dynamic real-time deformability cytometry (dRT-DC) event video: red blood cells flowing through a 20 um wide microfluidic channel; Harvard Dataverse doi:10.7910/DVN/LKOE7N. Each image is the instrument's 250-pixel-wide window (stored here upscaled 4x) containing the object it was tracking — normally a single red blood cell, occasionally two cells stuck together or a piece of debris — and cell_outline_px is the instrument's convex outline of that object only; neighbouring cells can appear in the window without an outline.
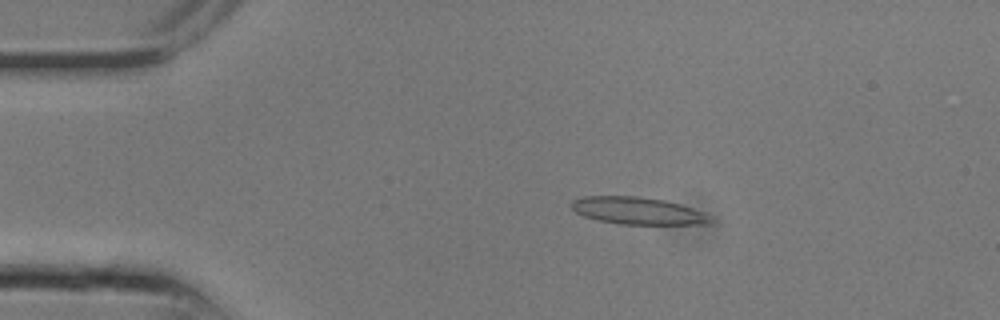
{"species": "common noctule bat (a hibernating species)", "species_latin": "Nyctalus noctula", "temperature_condition": "room temperature", "stored_images_in_passage": 25, "camera_frame_rate_fps": 3000, "um_per_image_px": 0.085, "animal": {"sex": "male", "body_mass_g": 13.3}, "frame": {"image": 1, "passage_image": 5, "time_ms": 1.333, "image_size_px": [1000, 320], "cell_outline_px": [[716, 224], [620, 224], [600, 220], [584, 216], [576, 212], [568, 204], [572, 200], [584, 196], [640, 196], [664, 200], [680, 204], [692, 208], [712, 216]], "centroid_in_image_um": [54.24, 17.91], "position_along_channel_um": 30.8, "area_um2": 22.2}}
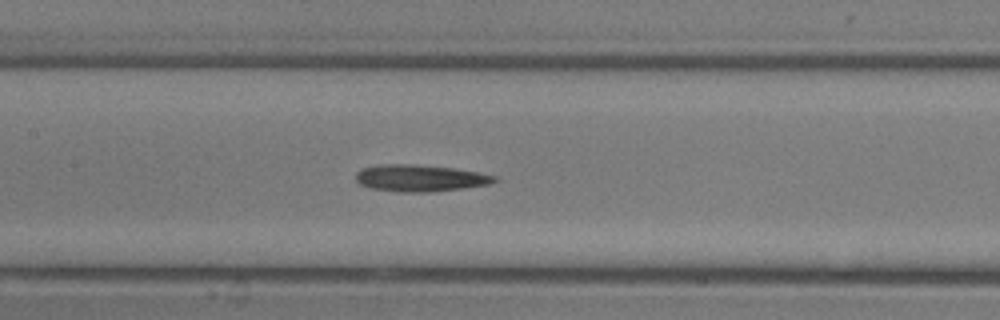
{"frame": {"image": 2, "passage_image": 12, "time_ms": 3.667, "image_size_px": [1000, 320], "cell_outline_px": [[500, 180], [492, 184], [464, 188], [432, 192], [400, 192], [372, 188], [360, 184], [356, 180], [356, 172], [360, 168], [380, 164], [412, 164], [452, 168], [500, 176]], "centroid_in_image_um": [35.75, 15.14], "position_along_channel_um": 171.7, "area_um2": 21.85}}
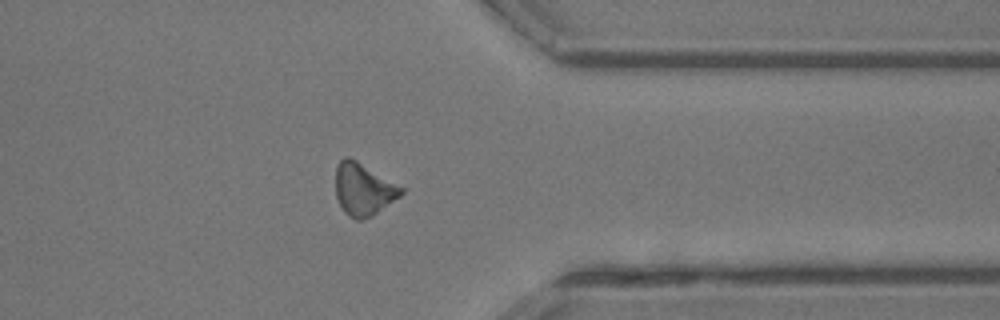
{"frame": {"image": 3, "passage_image": 20, "time_ms": 6.333, "image_size_px": [1000, 320], "cell_outline_px": [[404, 192], [400, 196], [372, 216], [360, 220], [356, 220], [348, 216], [344, 212], [336, 196], [336, 168], [340, 160], [344, 156], [348, 156], [356, 160], [404, 188]], "centroid_in_image_um": [30.88, 16.09], "position_along_channel_um": 380.5, "area_um2": 19.83}}